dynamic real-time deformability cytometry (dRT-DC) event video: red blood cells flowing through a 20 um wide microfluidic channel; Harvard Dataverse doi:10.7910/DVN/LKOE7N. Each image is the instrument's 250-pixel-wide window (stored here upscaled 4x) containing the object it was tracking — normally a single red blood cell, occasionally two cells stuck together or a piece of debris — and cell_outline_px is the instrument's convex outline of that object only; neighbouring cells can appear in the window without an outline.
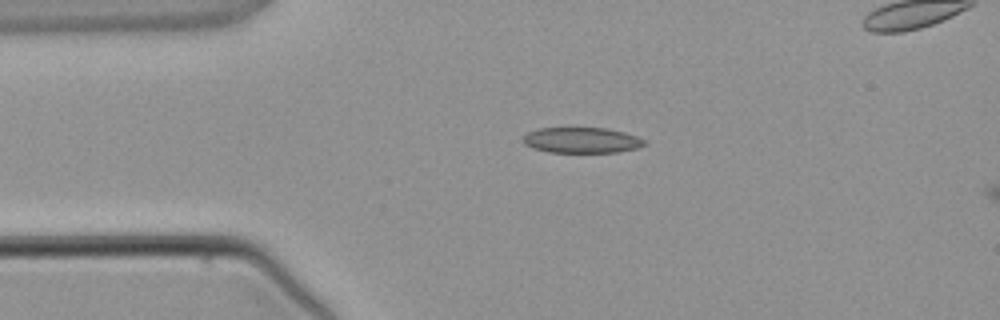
{"species": "common noctule bat (a hibernating species)", "species_latin": "Nyctalus noctula", "temperature_condition": "warm", "stored_images_in_passage": 2, "camera_frame_rate_fps": 3000, "um_per_image_px": 0.085, "animal": {"sex": "male", "body_mass_g": 21.5, "forearm_length_mm": 52.0}, "frame": {"image": 1, "passage_image": 1, "time_ms": 0.0, "image_size_px": [1000, 320], "cell_outline_px": [[648, 144], [636, 148], [616, 152], [548, 152], [532, 148], [524, 144], [520, 140], [528, 132], [540, 128], [608, 128], [624, 132], [636, 136], [644, 140]], "centroid_in_image_um": [49.41, 11.92], "position_along_channel_um": 35.6, "area_um2": 18.15}}